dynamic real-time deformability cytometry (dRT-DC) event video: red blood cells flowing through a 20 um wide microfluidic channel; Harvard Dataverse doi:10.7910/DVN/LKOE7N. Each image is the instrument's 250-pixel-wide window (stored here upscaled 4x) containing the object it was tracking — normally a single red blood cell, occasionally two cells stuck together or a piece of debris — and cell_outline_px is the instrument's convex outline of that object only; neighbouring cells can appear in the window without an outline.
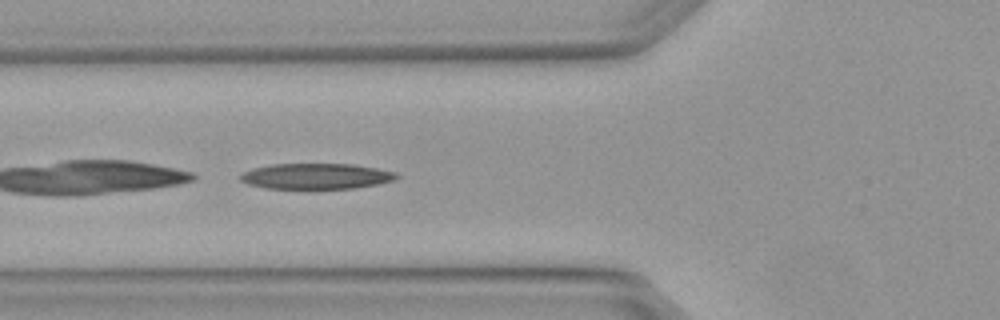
{"species": "Egyptian fruit bat (a non-hibernating species)", "species_latin": "Rousettus aegyptiacus", "temperature_condition": "warm", "stored_images_in_passage": 3, "camera_frame_rate_fps": 3000, "um_per_image_px": 0.085, "animal": {"sex": "female"}, "frame": {"image": 1, "passage_image": 3, "time_ms": 0.667, "image_size_px": [1000, 320], "cell_outline_px": [[400, 176], [392, 180], [376, 184], [352, 188], [264, 188], [248, 184], [240, 180], [240, 176], [244, 172], [252, 168], [272, 164], [356, 164], [396, 172]], "centroid_in_image_um": [26.86, 14.97], "position_along_channel_um": 98.9, "area_um2": 23.18}}